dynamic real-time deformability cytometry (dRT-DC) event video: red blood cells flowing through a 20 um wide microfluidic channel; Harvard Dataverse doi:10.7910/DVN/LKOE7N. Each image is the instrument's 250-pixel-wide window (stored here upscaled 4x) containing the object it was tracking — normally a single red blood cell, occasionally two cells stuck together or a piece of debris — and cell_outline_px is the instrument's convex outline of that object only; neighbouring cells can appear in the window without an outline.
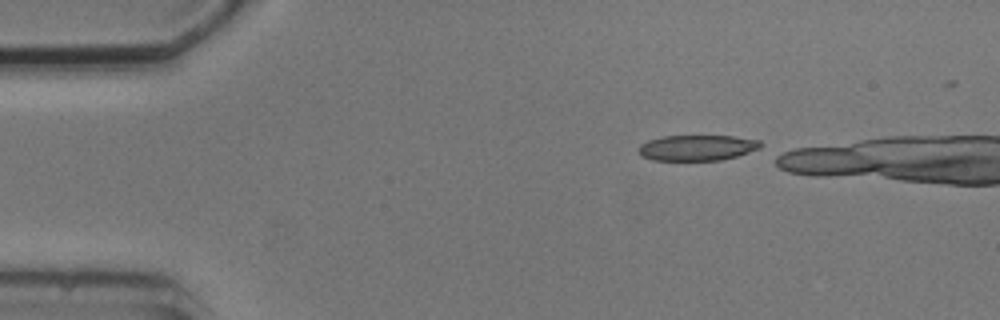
{"species": "common noctule bat (a hibernating species)", "species_latin": "Nyctalus noctula", "temperature_condition": "cold", "stored_images_in_passage": 4, "camera_frame_rate_fps": 3000, "um_per_image_px": 0.085, "animal": {"sex": "male", "body_mass_g": 20.5, "forearm_length_mm": 52.5}, "frame": {"image": 1, "passage_image": 1, "time_ms": 0.0, "image_size_px": [1000, 320], "cell_outline_px": [[764, 144], [760, 148], [736, 156], [720, 160], [652, 160], [640, 156], [636, 148], [640, 144], [648, 140], [664, 136], [732, 136], [760, 140]], "centroid_in_image_um": [59.22, 12.56], "position_along_channel_um": 25.8, "area_um2": 18.32}}